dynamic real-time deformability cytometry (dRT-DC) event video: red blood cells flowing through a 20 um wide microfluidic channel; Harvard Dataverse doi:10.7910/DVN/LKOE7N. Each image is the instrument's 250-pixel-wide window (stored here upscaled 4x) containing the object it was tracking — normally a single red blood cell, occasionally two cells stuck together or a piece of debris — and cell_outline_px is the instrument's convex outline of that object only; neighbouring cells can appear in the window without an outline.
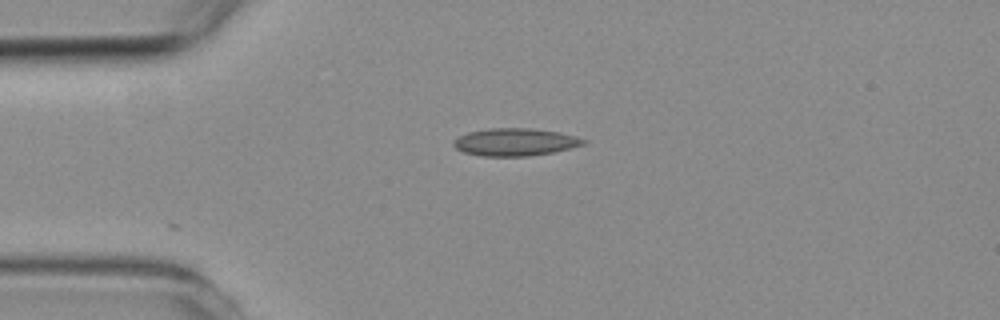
{"species": "common noctule bat (a hibernating species)", "species_latin": "Nyctalus noctula", "temperature_condition": "room temperature", "stored_images_in_passage": 4, "camera_frame_rate_fps": 3000, "um_per_image_px": 0.085, "animal": {"sex": "female", "body_mass_g": 19.3, "forearm_length_mm": 54.1}, "frame": {"image": 1, "passage_image": 2, "time_ms": 1.333, "image_size_px": [1000, 320], "cell_outline_px": [[588, 140], [584, 144], [552, 152], [528, 156], [480, 156], [464, 152], [456, 148], [452, 144], [452, 140], [468, 132], [488, 128], [528, 128], [556, 132], [576, 136]], "centroid_in_image_um": [43.74, 12.07], "position_along_channel_um": 41.3, "area_um2": 20.69}}
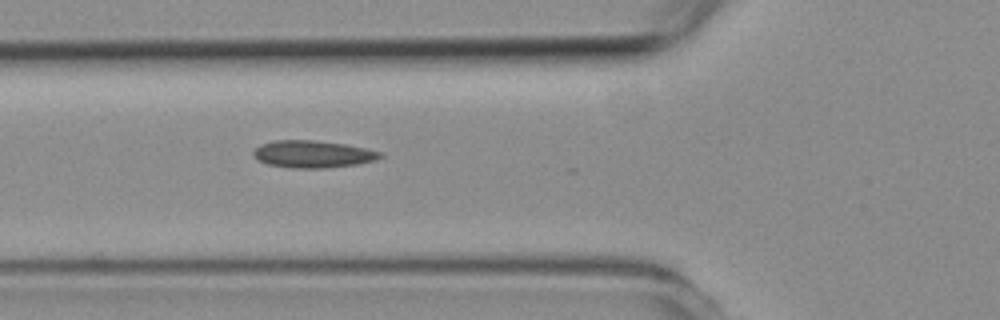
{"frame": {"image": 2, "passage_image": 4, "time_ms": 3.333, "image_size_px": [1000, 320], "cell_outline_px": [[384, 156], [376, 160], [356, 164], [324, 168], [292, 168], [268, 164], [260, 160], [252, 152], [260, 144], [276, 140], [312, 140], [344, 144], [364, 148], [380, 152]], "centroid_in_image_um": [26.59, 13.1], "position_along_channel_um": 99.2, "area_um2": 19.83}}